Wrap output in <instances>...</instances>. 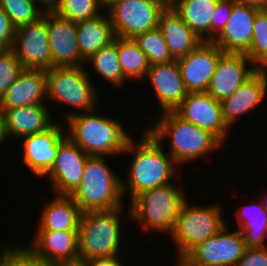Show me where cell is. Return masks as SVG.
Listing matches in <instances>:
<instances>
[{"mask_svg": "<svg viewBox=\"0 0 267 266\" xmlns=\"http://www.w3.org/2000/svg\"><path fill=\"white\" fill-rule=\"evenodd\" d=\"M144 131L139 141L133 138L129 141L123 153H132L133 156L126 179H122L123 198L129 193L130 202L140 193L168 184L174 178L180 177L178 174L182 169L178 168L168 152L162 150L161 143L146 129Z\"/></svg>", "mask_w": 267, "mask_h": 266, "instance_id": "obj_1", "label": "cell"}, {"mask_svg": "<svg viewBox=\"0 0 267 266\" xmlns=\"http://www.w3.org/2000/svg\"><path fill=\"white\" fill-rule=\"evenodd\" d=\"M96 110L66 114V134L87 155L107 157L121 155L133 138L119 120L97 114Z\"/></svg>", "mask_w": 267, "mask_h": 266, "instance_id": "obj_2", "label": "cell"}, {"mask_svg": "<svg viewBox=\"0 0 267 266\" xmlns=\"http://www.w3.org/2000/svg\"><path fill=\"white\" fill-rule=\"evenodd\" d=\"M160 116L156 122L152 121L154 124L149 121L145 128L159 143L170 138L168 153L179 168L189 161L205 158L209 152L223 146L210 131L185 121L174 111L163 112Z\"/></svg>", "mask_w": 267, "mask_h": 266, "instance_id": "obj_3", "label": "cell"}, {"mask_svg": "<svg viewBox=\"0 0 267 266\" xmlns=\"http://www.w3.org/2000/svg\"><path fill=\"white\" fill-rule=\"evenodd\" d=\"M109 166L104 157H88L81 183L70 195L82 213L124 207L122 178Z\"/></svg>", "mask_w": 267, "mask_h": 266, "instance_id": "obj_4", "label": "cell"}, {"mask_svg": "<svg viewBox=\"0 0 267 266\" xmlns=\"http://www.w3.org/2000/svg\"><path fill=\"white\" fill-rule=\"evenodd\" d=\"M184 189L175 186L173 181L146 190L137 195L130 203L127 218L140 224L145 230L162 232L169 235L175 224L183 202L188 199Z\"/></svg>", "mask_w": 267, "mask_h": 266, "instance_id": "obj_5", "label": "cell"}, {"mask_svg": "<svg viewBox=\"0 0 267 266\" xmlns=\"http://www.w3.org/2000/svg\"><path fill=\"white\" fill-rule=\"evenodd\" d=\"M125 208L83 212L79 221V260L115 257L120 253L122 222ZM120 217V218H119Z\"/></svg>", "mask_w": 267, "mask_h": 266, "instance_id": "obj_6", "label": "cell"}, {"mask_svg": "<svg viewBox=\"0 0 267 266\" xmlns=\"http://www.w3.org/2000/svg\"><path fill=\"white\" fill-rule=\"evenodd\" d=\"M186 199L180 207L172 232L169 234L177 248V258L185 257L198 244L217 234L227 225L222 206H194Z\"/></svg>", "mask_w": 267, "mask_h": 266, "instance_id": "obj_7", "label": "cell"}, {"mask_svg": "<svg viewBox=\"0 0 267 266\" xmlns=\"http://www.w3.org/2000/svg\"><path fill=\"white\" fill-rule=\"evenodd\" d=\"M88 73L86 65L53 67L46 71L47 100L66 104L81 112L95 110L99 96Z\"/></svg>", "mask_w": 267, "mask_h": 266, "instance_id": "obj_8", "label": "cell"}, {"mask_svg": "<svg viewBox=\"0 0 267 266\" xmlns=\"http://www.w3.org/2000/svg\"><path fill=\"white\" fill-rule=\"evenodd\" d=\"M166 6V0H115L105 10L116 37L134 38L158 28L159 15Z\"/></svg>", "mask_w": 267, "mask_h": 266, "instance_id": "obj_9", "label": "cell"}, {"mask_svg": "<svg viewBox=\"0 0 267 266\" xmlns=\"http://www.w3.org/2000/svg\"><path fill=\"white\" fill-rule=\"evenodd\" d=\"M224 226L217 234L198 244L184 258L193 266H236L247 249L239 230Z\"/></svg>", "mask_w": 267, "mask_h": 266, "instance_id": "obj_10", "label": "cell"}, {"mask_svg": "<svg viewBox=\"0 0 267 266\" xmlns=\"http://www.w3.org/2000/svg\"><path fill=\"white\" fill-rule=\"evenodd\" d=\"M12 50L24 69L48 71L53 68L46 12L37 21L15 29Z\"/></svg>", "mask_w": 267, "mask_h": 266, "instance_id": "obj_11", "label": "cell"}, {"mask_svg": "<svg viewBox=\"0 0 267 266\" xmlns=\"http://www.w3.org/2000/svg\"><path fill=\"white\" fill-rule=\"evenodd\" d=\"M36 231L33 245L24 247L34 258L53 266L80 264L78 231Z\"/></svg>", "mask_w": 267, "mask_h": 266, "instance_id": "obj_12", "label": "cell"}, {"mask_svg": "<svg viewBox=\"0 0 267 266\" xmlns=\"http://www.w3.org/2000/svg\"><path fill=\"white\" fill-rule=\"evenodd\" d=\"M89 155L68 136L60 143L55 163L45 176L56 195L70 196L81 183Z\"/></svg>", "mask_w": 267, "mask_h": 266, "instance_id": "obj_13", "label": "cell"}, {"mask_svg": "<svg viewBox=\"0 0 267 266\" xmlns=\"http://www.w3.org/2000/svg\"><path fill=\"white\" fill-rule=\"evenodd\" d=\"M174 112L185 121L210 131L224 144L230 128L224 122L221 102L207 92L187 93Z\"/></svg>", "mask_w": 267, "mask_h": 266, "instance_id": "obj_14", "label": "cell"}, {"mask_svg": "<svg viewBox=\"0 0 267 266\" xmlns=\"http://www.w3.org/2000/svg\"><path fill=\"white\" fill-rule=\"evenodd\" d=\"M64 123H54L45 132L21 138L23 163L38 177L46 176L53 167L59 143L67 136Z\"/></svg>", "mask_w": 267, "mask_h": 266, "instance_id": "obj_15", "label": "cell"}, {"mask_svg": "<svg viewBox=\"0 0 267 266\" xmlns=\"http://www.w3.org/2000/svg\"><path fill=\"white\" fill-rule=\"evenodd\" d=\"M223 53L212 41H203L188 55L177 59L188 93L207 91L217 62Z\"/></svg>", "mask_w": 267, "mask_h": 266, "instance_id": "obj_16", "label": "cell"}, {"mask_svg": "<svg viewBox=\"0 0 267 266\" xmlns=\"http://www.w3.org/2000/svg\"><path fill=\"white\" fill-rule=\"evenodd\" d=\"M258 70L245 53L224 52L217 62L206 92L218 101H222L232 95Z\"/></svg>", "mask_w": 267, "mask_h": 266, "instance_id": "obj_17", "label": "cell"}, {"mask_svg": "<svg viewBox=\"0 0 267 266\" xmlns=\"http://www.w3.org/2000/svg\"><path fill=\"white\" fill-rule=\"evenodd\" d=\"M53 67L81 66L76 23L55 11L46 12Z\"/></svg>", "mask_w": 267, "mask_h": 266, "instance_id": "obj_18", "label": "cell"}, {"mask_svg": "<svg viewBox=\"0 0 267 266\" xmlns=\"http://www.w3.org/2000/svg\"><path fill=\"white\" fill-rule=\"evenodd\" d=\"M259 10L235 2L225 28L212 42L223 52L246 53L251 46L255 15Z\"/></svg>", "mask_w": 267, "mask_h": 266, "instance_id": "obj_19", "label": "cell"}, {"mask_svg": "<svg viewBox=\"0 0 267 266\" xmlns=\"http://www.w3.org/2000/svg\"><path fill=\"white\" fill-rule=\"evenodd\" d=\"M267 94V75L258 70L243 83L232 95L221 102L222 116L229 128L237 123L242 116L261 106Z\"/></svg>", "mask_w": 267, "mask_h": 266, "instance_id": "obj_20", "label": "cell"}, {"mask_svg": "<svg viewBox=\"0 0 267 266\" xmlns=\"http://www.w3.org/2000/svg\"><path fill=\"white\" fill-rule=\"evenodd\" d=\"M147 76L162 113L174 111L188 93L177 60L150 65Z\"/></svg>", "mask_w": 267, "mask_h": 266, "instance_id": "obj_21", "label": "cell"}, {"mask_svg": "<svg viewBox=\"0 0 267 266\" xmlns=\"http://www.w3.org/2000/svg\"><path fill=\"white\" fill-rule=\"evenodd\" d=\"M46 71L24 69L0 99V109L46 104Z\"/></svg>", "mask_w": 267, "mask_h": 266, "instance_id": "obj_22", "label": "cell"}, {"mask_svg": "<svg viewBox=\"0 0 267 266\" xmlns=\"http://www.w3.org/2000/svg\"><path fill=\"white\" fill-rule=\"evenodd\" d=\"M5 117L8 138H23L45 132L55 122L46 104H32L12 109H0ZM53 121V122H52Z\"/></svg>", "mask_w": 267, "mask_h": 266, "instance_id": "obj_23", "label": "cell"}, {"mask_svg": "<svg viewBox=\"0 0 267 266\" xmlns=\"http://www.w3.org/2000/svg\"><path fill=\"white\" fill-rule=\"evenodd\" d=\"M158 29L161 31L171 56L175 60L188 55L203 42L184 22L182 17L169 6H166L159 15Z\"/></svg>", "mask_w": 267, "mask_h": 266, "instance_id": "obj_24", "label": "cell"}, {"mask_svg": "<svg viewBox=\"0 0 267 266\" xmlns=\"http://www.w3.org/2000/svg\"><path fill=\"white\" fill-rule=\"evenodd\" d=\"M76 31L81 66L116 37L106 10L93 19L77 22Z\"/></svg>", "mask_w": 267, "mask_h": 266, "instance_id": "obj_25", "label": "cell"}, {"mask_svg": "<svg viewBox=\"0 0 267 266\" xmlns=\"http://www.w3.org/2000/svg\"><path fill=\"white\" fill-rule=\"evenodd\" d=\"M42 210L36 230L78 231L82 212L70 196L55 195Z\"/></svg>", "mask_w": 267, "mask_h": 266, "instance_id": "obj_26", "label": "cell"}, {"mask_svg": "<svg viewBox=\"0 0 267 266\" xmlns=\"http://www.w3.org/2000/svg\"><path fill=\"white\" fill-rule=\"evenodd\" d=\"M236 214L239 226L238 230L242 233L246 247H267L265 243L267 239V211L263 208L261 202L258 201L257 203L242 205Z\"/></svg>", "mask_w": 267, "mask_h": 266, "instance_id": "obj_27", "label": "cell"}, {"mask_svg": "<svg viewBox=\"0 0 267 266\" xmlns=\"http://www.w3.org/2000/svg\"><path fill=\"white\" fill-rule=\"evenodd\" d=\"M218 0H179L172 8L203 41H210V22Z\"/></svg>", "mask_w": 267, "mask_h": 266, "instance_id": "obj_28", "label": "cell"}, {"mask_svg": "<svg viewBox=\"0 0 267 266\" xmlns=\"http://www.w3.org/2000/svg\"><path fill=\"white\" fill-rule=\"evenodd\" d=\"M117 55L123 75L128 81L146 79L150 63L133 38L117 37Z\"/></svg>", "mask_w": 267, "mask_h": 266, "instance_id": "obj_29", "label": "cell"}, {"mask_svg": "<svg viewBox=\"0 0 267 266\" xmlns=\"http://www.w3.org/2000/svg\"><path fill=\"white\" fill-rule=\"evenodd\" d=\"M86 63H91L98 76L104 78L108 83H112L118 88L124 87L126 78L123 75L117 55V37L113 42L101 48Z\"/></svg>", "mask_w": 267, "mask_h": 266, "instance_id": "obj_30", "label": "cell"}, {"mask_svg": "<svg viewBox=\"0 0 267 266\" xmlns=\"http://www.w3.org/2000/svg\"><path fill=\"white\" fill-rule=\"evenodd\" d=\"M133 39L148 57L150 65L169 63L175 60L158 28L138 34Z\"/></svg>", "mask_w": 267, "mask_h": 266, "instance_id": "obj_31", "label": "cell"}, {"mask_svg": "<svg viewBox=\"0 0 267 266\" xmlns=\"http://www.w3.org/2000/svg\"><path fill=\"white\" fill-rule=\"evenodd\" d=\"M104 10L101 0H59L55 12L77 23L93 19Z\"/></svg>", "mask_w": 267, "mask_h": 266, "instance_id": "obj_32", "label": "cell"}, {"mask_svg": "<svg viewBox=\"0 0 267 266\" xmlns=\"http://www.w3.org/2000/svg\"><path fill=\"white\" fill-rule=\"evenodd\" d=\"M0 8L15 29L37 21L44 13L32 0H0Z\"/></svg>", "mask_w": 267, "mask_h": 266, "instance_id": "obj_33", "label": "cell"}, {"mask_svg": "<svg viewBox=\"0 0 267 266\" xmlns=\"http://www.w3.org/2000/svg\"><path fill=\"white\" fill-rule=\"evenodd\" d=\"M245 54L258 69L267 62V12L264 9L255 15L251 46Z\"/></svg>", "mask_w": 267, "mask_h": 266, "instance_id": "obj_34", "label": "cell"}, {"mask_svg": "<svg viewBox=\"0 0 267 266\" xmlns=\"http://www.w3.org/2000/svg\"><path fill=\"white\" fill-rule=\"evenodd\" d=\"M23 70L12 49L0 50V99Z\"/></svg>", "mask_w": 267, "mask_h": 266, "instance_id": "obj_35", "label": "cell"}, {"mask_svg": "<svg viewBox=\"0 0 267 266\" xmlns=\"http://www.w3.org/2000/svg\"><path fill=\"white\" fill-rule=\"evenodd\" d=\"M8 246V247H7ZM0 251V266H53L34 258L23 246L8 244ZM10 246V247H9Z\"/></svg>", "mask_w": 267, "mask_h": 266, "instance_id": "obj_36", "label": "cell"}, {"mask_svg": "<svg viewBox=\"0 0 267 266\" xmlns=\"http://www.w3.org/2000/svg\"><path fill=\"white\" fill-rule=\"evenodd\" d=\"M234 3V0H218L210 22V41H213L225 28Z\"/></svg>", "mask_w": 267, "mask_h": 266, "instance_id": "obj_37", "label": "cell"}, {"mask_svg": "<svg viewBox=\"0 0 267 266\" xmlns=\"http://www.w3.org/2000/svg\"><path fill=\"white\" fill-rule=\"evenodd\" d=\"M15 28L9 16L0 8V50H10L14 44Z\"/></svg>", "mask_w": 267, "mask_h": 266, "instance_id": "obj_38", "label": "cell"}, {"mask_svg": "<svg viewBox=\"0 0 267 266\" xmlns=\"http://www.w3.org/2000/svg\"><path fill=\"white\" fill-rule=\"evenodd\" d=\"M236 266H267V247L247 248Z\"/></svg>", "mask_w": 267, "mask_h": 266, "instance_id": "obj_39", "label": "cell"}, {"mask_svg": "<svg viewBox=\"0 0 267 266\" xmlns=\"http://www.w3.org/2000/svg\"><path fill=\"white\" fill-rule=\"evenodd\" d=\"M119 256L84 260L82 266H125Z\"/></svg>", "mask_w": 267, "mask_h": 266, "instance_id": "obj_40", "label": "cell"}, {"mask_svg": "<svg viewBox=\"0 0 267 266\" xmlns=\"http://www.w3.org/2000/svg\"><path fill=\"white\" fill-rule=\"evenodd\" d=\"M42 12H52L57 8L59 0H32Z\"/></svg>", "mask_w": 267, "mask_h": 266, "instance_id": "obj_41", "label": "cell"}, {"mask_svg": "<svg viewBox=\"0 0 267 266\" xmlns=\"http://www.w3.org/2000/svg\"><path fill=\"white\" fill-rule=\"evenodd\" d=\"M234 1L241 4L253 6L258 9H264L267 4V0H234Z\"/></svg>", "mask_w": 267, "mask_h": 266, "instance_id": "obj_42", "label": "cell"}, {"mask_svg": "<svg viewBox=\"0 0 267 266\" xmlns=\"http://www.w3.org/2000/svg\"><path fill=\"white\" fill-rule=\"evenodd\" d=\"M8 136L6 134V127H5V117L3 112L0 110V145L4 142H7Z\"/></svg>", "mask_w": 267, "mask_h": 266, "instance_id": "obj_43", "label": "cell"}, {"mask_svg": "<svg viewBox=\"0 0 267 266\" xmlns=\"http://www.w3.org/2000/svg\"><path fill=\"white\" fill-rule=\"evenodd\" d=\"M178 262L176 266H193L188 260H186L184 257H178Z\"/></svg>", "mask_w": 267, "mask_h": 266, "instance_id": "obj_44", "label": "cell"}, {"mask_svg": "<svg viewBox=\"0 0 267 266\" xmlns=\"http://www.w3.org/2000/svg\"><path fill=\"white\" fill-rule=\"evenodd\" d=\"M261 200H260V202H261V204H262V206H263V208L267 211V194H261Z\"/></svg>", "mask_w": 267, "mask_h": 266, "instance_id": "obj_45", "label": "cell"}, {"mask_svg": "<svg viewBox=\"0 0 267 266\" xmlns=\"http://www.w3.org/2000/svg\"><path fill=\"white\" fill-rule=\"evenodd\" d=\"M179 0H166L167 6L173 7Z\"/></svg>", "mask_w": 267, "mask_h": 266, "instance_id": "obj_46", "label": "cell"}, {"mask_svg": "<svg viewBox=\"0 0 267 266\" xmlns=\"http://www.w3.org/2000/svg\"><path fill=\"white\" fill-rule=\"evenodd\" d=\"M115 0H101L102 5L106 8L109 4H111Z\"/></svg>", "mask_w": 267, "mask_h": 266, "instance_id": "obj_47", "label": "cell"}, {"mask_svg": "<svg viewBox=\"0 0 267 266\" xmlns=\"http://www.w3.org/2000/svg\"><path fill=\"white\" fill-rule=\"evenodd\" d=\"M267 75V62L260 68Z\"/></svg>", "mask_w": 267, "mask_h": 266, "instance_id": "obj_48", "label": "cell"}]
</instances>
